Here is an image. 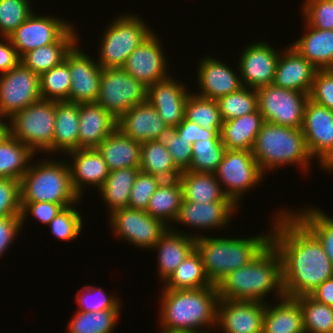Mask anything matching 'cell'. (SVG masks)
Instances as JSON below:
<instances>
[{
    "mask_svg": "<svg viewBox=\"0 0 333 333\" xmlns=\"http://www.w3.org/2000/svg\"><path fill=\"white\" fill-rule=\"evenodd\" d=\"M284 209L273 215L271 243L281 256L284 294L296 298L309 295L332 278L333 264L318 238L290 210Z\"/></svg>",
    "mask_w": 333,
    "mask_h": 333,
    "instance_id": "obj_1",
    "label": "cell"
},
{
    "mask_svg": "<svg viewBox=\"0 0 333 333\" xmlns=\"http://www.w3.org/2000/svg\"><path fill=\"white\" fill-rule=\"evenodd\" d=\"M216 286L219 299L267 303L265 298L272 292L280 299L285 296L281 256L270 243L249 264L230 272Z\"/></svg>",
    "mask_w": 333,
    "mask_h": 333,
    "instance_id": "obj_2",
    "label": "cell"
},
{
    "mask_svg": "<svg viewBox=\"0 0 333 333\" xmlns=\"http://www.w3.org/2000/svg\"><path fill=\"white\" fill-rule=\"evenodd\" d=\"M160 295L158 319L163 331L210 333L217 328L220 299L216 285L184 290L162 288Z\"/></svg>",
    "mask_w": 333,
    "mask_h": 333,
    "instance_id": "obj_3",
    "label": "cell"
},
{
    "mask_svg": "<svg viewBox=\"0 0 333 333\" xmlns=\"http://www.w3.org/2000/svg\"><path fill=\"white\" fill-rule=\"evenodd\" d=\"M271 243L268 233L252 237H210L203 235L195 240L203 268L212 285H217L230 272L249 264Z\"/></svg>",
    "mask_w": 333,
    "mask_h": 333,
    "instance_id": "obj_4",
    "label": "cell"
},
{
    "mask_svg": "<svg viewBox=\"0 0 333 333\" xmlns=\"http://www.w3.org/2000/svg\"><path fill=\"white\" fill-rule=\"evenodd\" d=\"M252 154L264 174L286 165H297L306 173L313 161L301 128L269 122H265L257 134Z\"/></svg>",
    "mask_w": 333,
    "mask_h": 333,
    "instance_id": "obj_5",
    "label": "cell"
},
{
    "mask_svg": "<svg viewBox=\"0 0 333 333\" xmlns=\"http://www.w3.org/2000/svg\"><path fill=\"white\" fill-rule=\"evenodd\" d=\"M40 159L37 163L31 161L20 180L21 202L46 201L61 204L65 208L78 205L80 197L72 187L70 167L66 158L65 161Z\"/></svg>",
    "mask_w": 333,
    "mask_h": 333,
    "instance_id": "obj_6",
    "label": "cell"
},
{
    "mask_svg": "<svg viewBox=\"0 0 333 333\" xmlns=\"http://www.w3.org/2000/svg\"><path fill=\"white\" fill-rule=\"evenodd\" d=\"M134 13H124L110 22L99 39L97 62L102 68L123 67L129 55L154 31Z\"/></svg>",
    "mask_w": 333,
    "mask_h": 333,
    "instance_id": "obj_7",
    "label": "cell"
},
{
    "mask_svg": "<svg viewBox=\"0 0 333 333\" xmlns=\"http://www.w3.org/2000/svg\"><path fill=\"white\" fill-rule=\"evenodd\" d=\"M54 126L55 101L53 100L40 99L17 111L8 119V133L28 146L35 154L45 153L52 146Z\"/></svg>",
    "mask_w": 333,
    "mask_h": 333,
    "instance_id": "obj_8",
    "label": "cell"
},
{
    "mask_svg": "<svg viewBox=\"0 0 333 333\" xmlns=\"http://www.w3.org/2000/svg\"><path fill=\"white\" fill-rule=\"evenodd\" d=\"M214 174L225 195L238 207L244 194L255 189L265 177L252 151L248 150L226 149Z\"/></svg>",
    "mask_w": 333,
    "mask_h": 333,
    "instance_id": "obj_9",
    "label": "cell"
},
{
    "mask_svg": "<svg viewBox=\"0 0 333 333\" xmlns=\"http://www.w3.org/2000/svg\"><path fill=\"white\" fill-rule=\"evenodd\" d=\"M147 101V87L122 67L102 68L96 104L116 119L131 107Z\"/></svg>",
    "mask_w": 333,
    "mask_h": 333,
    "instance_id": "obj_10",
    "label": "cell"
},
{
    "mask_svg": "<svg viewBox=\"0 0 333 333\" xmlns=\"http://www.w3.org/2000/svg\"><path fill=\"white\" fill-rule=\"evenodd\" d=\"M301 129L312 159L333 174V111L308 99Z\"/></svg>",
    "mask_w": 333,
    "mask_h": 333,
    "instance_id": "obj_11",
    "label": "cell"
},
{
    "mask_svg": "<svg viewBox=\"0 0 333 333\" xmlns=\"http://www.w3.org/2000/svg\"><path fill=\"white\" fill-rule=\"evenodd\" d=\"M258 110L265 122L302 128L304 108L309 94L287 90L273 84L257 89Z\"/></svg>",
    "mask_w": 333,
    "mask_h": 333,
    "instance_id": "obj_12",
    "label": "cell"
},
{
    "mask_svg": "<svg viewBox=\"0 0 333 333\" xmlns=\"http://www.w3.org/2000/svg\"><path fill=\"white\" fill-rule=\"evenodd\" d=\"M109 223L117 239L119 237L133 246L148 250L169 228L146 211L131 208L114 211L109 215Z\"/></svg>",
    "mask_w": 333,
    "mask_h": 333,
    "instance_id": "obj_13",
    "label": "cell"
},
{
    "mask_svg": "<svg viewBox=\"0 0 333 333\" xmlns=\"http://www.w3.org/2000/svg\"><path fill=\"white\" fill-rule=\"evenodd\" d=\"M41 98L39 75L21 62L0 74V115L9 119Z\"/></svg>",
    "mask_w": 333,
    "mask_h": 333,
    "instance_id": "obj_14",
    "label": "cell"
},
{
    "mask_svg": "<svg viewBox=\"0 0 333 333\" xmlns=\"http://www.w3.org/2000/svg\"><path fill=\"white\" fill-rule=\"evenodd\" d=\"M246 45L241 52L237 68L239 69L243 86L251 89H258L272 85L275 77V70L281 51L273 48L266 41H255Z\"/></svg>",
    "mask_w": 333,
    "mask_h": 333,
    "instance_id": "obj_15",
    "label": "cell"
},
{
    "mask_svg": "<svg viewBox=\"0 0 333 333\" xmlns=\"http://www.w3.org/2000/svg\"><path fill=\"white\" fill-rule=\"evenodd\" d=\"M77 42L65 56L71 74L68 102L95 103L99 93L102 67L94 57L81 50ZM80 48V49H79Z\"/></svg>",
    "mask_w": 333,
    "mask_h": 333,
    "instance_id": "obj_16",
    "label": "cell"
},
{
    "mask_svg": "<svg viewBox=\"0 0 333 333\" xmlns=\"http://www.w3.org/2000/svg\"><path fill=\"white\" fill-rule=\"evenodd\" d=\"M165 54L162 42L154 31L129 55L122 68L148 87L171 76Z\"/></svg>",
    "mask_w": 333,
    "mask_h": 333,
    "instance_id": "obj_17",
    "label": "cell"
},
{
    "mask_svg": "<svg viewBox=\"0 0 333 333\" xmlns=\"http://www.w3.org/2000/svg\"><path fill=\"white\" fill-rule=\"evenodd\" d=\"M58 16L34 12L9 36L20 58L41 46L55 43L73 24Z\"/></svg>",
    "mask_w": 333,
    "mask_h": 333,
    "instance_id": "obj_18",
    "label": "cell"
},
{
    "mask_svg": "<svg viewBox=\"0 0 333 333\" xmlns=\"http://www.w3.org/2000/svg\"><path fill=\"white\" fill-rule=\"evenodd\" d=\"M265 308L266 303L263 302L220 299L217 327L223 333H263Z\"/></svg>",
    "mask_w": 333,
    "mask_h": 333,
    "instance_id": "obj_19",
    "label": "cell"
},
{
    "mask_svg": "<svg viewBox=\"0 0 333 333\" xmlns=\"http://www.w3.org/2000/svg\"><path fill=\"white\" fill-rule=\"evenodd\" d=\"M200 60L196 70L200 90L193 92L196 95L218 100L243 87L239 69L237 73L229 65L213 56H204Z\"/></svg>",
    "mask_w": 333,
    "mask_h": 333,
    "instance_id": "obj_20",
    "label": "cell"
},
{
    "mask_svg": "<svg viewBox=\"0 0 333 333\" xmlns=\"http://www.w3.org/2000/svg\"><path fill=\"white\" fill-rule=\"evenodd\" d=\"M238 207L233 201H216L208 203H197L182 200L181 208L174 224L190 226L198 231L211 229H227L230 227L232 216L239 212Z\"/></svg>",
    "mask_w": 333,
    "mask_h": 333,
    "instance_id": "obj_21",
    "label": "cell"
},
{
    "mask_svg": "<svg viewBox=\"0 0 333 333\" xmlns=\"http://www.w3.org/2000/svg\"><path fill=\"white\" fill-rule=\"evenodd\" d=\"M188 86L170 76L147 87V101L168 126L177 127L185 118Z\"/></svg>",
    "mask_w": 333,
    "mask_h": 333,
    "instance_id": "obj_22",
    "label": "cell"
},
{
    "mask_svg": "<svg viewBox=\"0 0 333 333\" xmlns=\"http://www.w3.org/2000/svg\"><path fill=\"white\" fill-rule=\"evenodd\" d=\"M201 234L186 233L177 229L176 226H171L160 237L155 246L151 249L157 253V274L161 279V283L165 282L168 277L177 269L187 256L195 249L196 238L201 237ZM158 249V250H157Z\"/></svg>",
    "mask_w": 333,
    "mask_h": 333,
    "instance_id": "obj_23",
    "label": "cell"
},
{
    "mask_svg": "<svg viewBox=\"0 0 333 333\" xmlns=\"http://www.w3.org/2000/svg\"><path fill=\"white\" fill-rule=\"evenodd\" d=\"M66 155L70 159L72 158L68 162L71 183L81 200L84 189H87L88 186L98 190L103 186L110 170L96 148L78 149L68 152Z\"/></svg>",
    "mask_w": 333,
    "mask_h": 333,
    "instance_id": "obj_24",
    "label": "cell"
},
{
    "mask_svg": "<svg viewBox=\"0 0 333 333\" xmlns=\"http://www.w3.org/2000/svg\"><path fill=\"white\" fill-rule=\"evenodd\" d=\"M317 70L292 46H287L278 58L273 85L309 94Z\"/></svg>",
    "mask_w": 333,
    "mask_h": 333,
    "instance_id": "obj_25",
    "label": "cell"
},
{
    "mask_svg": "<svg viewBox=\"0 0 333 333\" xmlns=\"http://www.w3.org/2000/svg\"><path fill=\"white\" fill-rule=\"evenodd\" d=\"M117 128V119L96 103L79 104V149L97 148Z\"/></svg>",
    "mask_w": 333,
    "mask_h": 333,
    "instance_id": "obj_26",
    "label": "cell"
},
{
    "mask_svg": "<svg viewBox=\"0 0 333 333\" xmlns=\"http://www.w3.org/2000/svg\"><path fill=\"white\" fill-rule=\"evenodd\" d=\"M166 126L148 101L131 107L117 119V128L125 136L141 143L156 140L159 132Z\"/></svg>",
    "mask_w": 333,
    "mask_h": 333,
    "instance_id": "obj_27",
    "label": "cell"
},
{
    "mask_svg": "<svg viewBox=\"0 0 333 333\" xmlns=\"http://www.w3.org/2000/svg\"><path fill=\"white\" fill-rule=\"evenodd\" d=\"M79 149V104L55 101V126L52 146L44 153H63ZM52 152V153H51Z\"/></svg>",
    "mask_w": 333,
    "mask_h": 333,
    "instance_id": "obj_28",
    "label": "cell"
},
{
    "mask_svg": "<svg viewBox=\"0 0 333 333\" xmlns=\"http://www.w3.org/2000/svg\"><path fill=\"white\" fill-rule=\"evenodd\" d=\"M76 29L73 24L55 43L25 53L20 62L39 76L60 65L67 53L79 42L80 37Z\"/></svg>",
    "mask_w": 333,
    "mask_h": 333,
    "instance_id": "obj_29",
    "label": "cell"
},
{
    "mask_svg": "<svg viewBox=\"0 0 333 333\" xmlns=\"http://www.w3.org/2000/svg\"><path fill=\"white\" fill-rule=\"evenodd\" d=\"M303 22L307 33L290 46L318 70L333 69V30H321L310 26L305 20Z\"/></svg>",
    "mask_w": 333,
    "mask_h": 333,
    "instance_id": "obj_30",
    "label": "cell"
},
{
    "mask_svg": "<svg viewBox=\"0 0 333 333\" xmlns=\"http://www.w3.org/2000/svg\"><path fill=\"white\" fill-rule=\"evenodd\" d=\"M274 301L266 303L263 333H305L299 301L287 296Z\"/></svg>",
    "mask_w": 333,
    "mask_h": 333,
    "instance_id": "obj_31",
    "label": "cell"
},
{
    "mask_svg": "<svg viewBox=\"0 0 333 333\" xmlns=\"http://www.w3.org/2000/svg\"><path fill=\"white\" fill-rule=\"evenodd\" d=\"M110 171L121 168H139L141 142L125 136L118 128L96 148Z\"/></svg>",
    "mask_w": 333,
    "mask_h": 333,
    "instance_id": "obj_32",
    "label": "cell"
},
{
    "mask_svg": "<svg viewBox=\"0 0 333 333\" xmlns=\"http://www.w3.org/2000/svg\"><path fill=\"white\" fill-rule=\"evenodd\" d=\"M265 123L260 111L223 122L221 142L226 149L252 151L257 134Z\"/></svg>",
    "mask_w": 333,
    "mask_h": 333,
    "instance_id": "obj_33",
    "label": "cell"
},
{
    "mask_svg": "<svg viewBox=\"0 0 333 333\" xmlns=\"http://www.w3.org/2000/svg\"><path fill=\"white\" fill-rule=\"evenodd\" d=\"M178 179L184 200L197 203L232 201L225 195L214 173L187 170L183 171Z\"/></svg>",
    "mask_w": 333,
    "mask_h": 333,
    "instance_id": "obj_34",
    "label": "cell"
},
{
    "mask_svg": "<svg viewBox=\"0 0 333 333\" xmlns=\"http://www.w3.org/2000/svg\"><path fill=\"white\" fill-rule=\"evenodd\" d=\"M182 200L183 190L179 179L163 180L151 196L146 212L170 228L177 219Z\"/></svg>",
    "mask_w": 333,
    "mask_h": 333,
    "instance_id": "obj_35",
    "label": "cell"
},
{
    "mask_svg": "<svg viewBox=\"0 0 333 333\" xmlns=\"http://www.w3.org/2000/svg\"><path fill=\"white\" fill-rule=\"evenodd\" d=\"M35 156L28 146L7 133L0 140V178L20 181Z\"/></svg>",
    "mask_w": 333,
    "mask_h": 333,
    "instance_id": "obj_36",
    "label": "cell"
},
{
    "mask_svg": "<svg viewBox=\"0 0 333 333\" xmlns=\"http://www.w3.org/2000/svg\"><path fill=\"white\" fill-rule=\"evenodd\" d=\"M139 171V168H121L109 172L98 190L101 199L108 206V215L128 208L131 188Z\"/></svg>",
    "mask_w": 333,
    "mask_h": 333,
    "instance_id": "obj_37",
    "label": "cell"
},
{
    "mask_svg": "<svg viewBox=\"0 0 333 333\" xmlns=\"http://www.w3.org/2000/svg\"><path fill=\"white\" fill-rule=\"evenodd\" d=\"M139 169L162 180L178 179L182 173L176 167L167 148L157 140L141 143Z\"/></svg>",
    "mask_w": 333,
    "mask_h": 333,
    "instance_id": "obj_38",
    "label": "cell"
},
{
    "mask_svg": "<svg viewBox=\"0 0 333 333\" xmlns=\"http://www.w3.org/2000/svg\"><path fill=\"white\" fill-rule=\"evenodd\" d=\"M164 289H200L212 286L203 268L200 253L196 248L181 262L177 269L163 283Z\"/></svg>",
    "mask_w": 333,
    "mask_h": 333,
    "instance_id": "obj_39",
    "label": "cell"
},
{
    "mask_svg": "<svg viewBox=\"0 0 333 333\" xmlns=\"http://www.w3.org/2000/svg\"><path fill=\"white\" fill-rule=\"evenodd\" d=\"M121 309L92 312L76 311L68 322V333H113Z\"/></svg>",
    "mask_w": 333,
    "mask_h": 333,
    "instance_id": "obj_40",
    "label": "cell"
},
{
    "mask_svg": "<svg viewBox=\"0 0 333 333\" xmlns=\"http://www.w3.org/2000/svg\"><path fill=\"white\" fill-rule=\"evenodd\" d=\"M185 119L207 131H221L223 120L217 100L190 93L185 105Z\"/></svg>",
    "mask_w": 333,
    "mask_h": 333,
    "instance_id": "obj_41",
    "label": "cell"
},
{
    "mask_svg": "<svg viewBox=\"0 0 333 333\" xmlns=\"http://www.w3.org/2000/svg\"><path fill=\"white\" fill-rule=\"evenodd\" d=\"M290 211L318 238L333 264V218L322 208L313 206Z\"/></svg>",
    "mask_w": 333,
    "mask_h": 333,
    "instance_id": "obj_42",
    "label": "cell"
},
{
    "mask_svg": "<svg viewBox=\"0 0 333 333\" xmlns=\"http://www.w3.org/2000/svg\"><path fill=\"white\" fill-rule=\"evenodd\" d=\"M296 299L302 310L305 333H333V307L319 303L309 295Z\"/></svg>",
    "mask_w": 333,
    "mask_h": 333,
    "instance_id": "obj_43",
    "label": "cell"
},
{
    "mask_svg": "<svg viewBox=\"0 0 333 333\" xmlns=\"http://www.w3.org/2000/svg\"><path fill=\"white\" fill-rule=\"evenodd\" d=\"M217 102L221 118L225 122L256 112L258 110V93L256 89L243 86L239 90L219 98Z\"/></svg>",
    "mask_w": 333,
    "mask_h": 333,
    "instance_id": "obj_44",
    "label": "cell"
},
{
    "mask_svg": "<svg viewBox=\"0 0 333 333\" xmlns=\"http://www.w3.org/2000/svg\"><path fill=\"white\" fill-rule=\"evenodd\" d=\"M192 159L189 171L214 173L226 152L221 139L199 140L191 145Z\"/></svg>",
    "mask_w": 333,
    "mask_h": 333,
    "instance_id": "obj_45",
    "label": "cell"
},
{
    "mask_svg": "<svg viewBox=\"0 0 333 333\" xmlns=\"http://www.w3.org/2000/svg\"><path fill=\"white\" fill-rule=\"evenodd\" d=\"M40 94L44 100L67 101L71 87V74L63 61L39 76Z\"/></svg>",
    "mask_w": 333,
    "mask_h": 333,
    "instance_id": "obj_46",
    "label": "cell"
},
{
    "mask_svg": "<svg viewBox=\"0 0 333 333\" xmlns=\"http://www.w3.org/2000/svg\"><path fill=\"white\" fill-rule=\"evenodd\" d=\"M156 140L167 148L173 162L181 172L187 171L190 168L192 143L177 133V127L167 125L159 132Z\"/></svg>",
    "mask_w": 333,
    "mask_h": 333,
    "instance_id": "obj_47",
    "label": "cell"
},
{
    "mask_svg": "<svg viewBox=\"0 0 333 333\" xmlns=\"http://www.w3.org/2000/svg\"><path fill=\"white\" fill-rule=\"evenodd\" d=\"M33 9L30 0H0V37H9Z\"/></svg>",
    "mask_w": 333,
    "mask_h": 333,
    "instance_id": "obj_48",
    "label": "cell"
},
{
    "mask_svg": "<svg viewBox=\"0 0 333 333\" xmlns=\"http://www.w3.org/2000/svg\"><path fill=\"white\" fill-rule=\"evenodd\" d=\"M106 293L101 287L85 285L76 293L75 301L78 304V311L95 312L107 309H121V300L115 295L112 296Z\"/></svg>",
    "mask_w": 333,
    "mask_h": 333,
    "instance_id": "obj_49",
    "label": "cell"
},
{
    "mask_svg": "<svg viewBox=\"0 0 333 333\" xmlns=\"http://www.w3.org/2000/svg\"><path fill=\"white\" fill-rule=\"evenodd\" d=\"M75 206V207H74ZM76 204L64 208L55 218L49 223L50 232L59 241H73L79 237L83 226V218L79 210H76Z\"/></svg>",
    "mask_w": 333,
    "mask_h": 333,
    "instance_id": "obj_50",
    "label": "cell"
},
{
    "mask_svg": "<svg viewBox=\"0 0 333 333\" xmlns=\"http://www.w3.org/2000/svg\"><path fill=\"white\" fill-rule=\"evenodd\" d=\"M302 17L312 27L333 30V0H303Z\"/></svg>",
    "mask_w": 333,
    "mask_h": 333,
    "instance_id": "obj_51",
    "label": "cell"
},
{
    "mask_svg": "<svg viewBox=\"0 0 333 333\" xmlns=\"http://www.w3.org/2000/svg\"><path fill=\"white\" fill-rule=\"evenodd\" d=\"M163 180L139 171L131 188L128 208L146 211L150 198Z\"/></svg>",
    "mask_w": 333,
    "mask_h": 333,
    "instance_id": "obj_52",
    "label": "cell"
},
{
    "mask_svg": "<svg viewBox=\"0 0 333 333\" xmlns=\"http://www.w3.org/2000/svg\"><path fill=\"white\" fill-rule=\"evenodd\" d=\"M20 214V181L0 178V218Z\"/></svg>",
    "mask_w": 333,
    "mask_h": 333,
    "instance_id": "obj_53",
    "label": "cell"
},
{
    "mask_svg": "<svg viewBox=\"0 0 333 333\" xmlns=\"http://www.w3.org/2000/svg\"><path fill=\"white\" fill-rule=\"evenodd\" d=\"M309 99L333 111V69L317 70Z\"/></svg>",
    "mask_w": 333,
    "mask_h": 333,
    "instance_id": "obj_54",
    "label": "cell"
},
{
    "mask_svg": "<svg viewBox=\"0 0 333 333\" xmlns=\"http://www.w3.org/2000/svg\"><path fill=\"white\" fill-rule=\"evenodd\" d=\"M65 207L61 204L52 202H21V219L22 229L23 224L26 222V216L32 215L35 220L43 225H49V223L57 216Z\"/></svg>",
    "mask_w": 333,
    "mask_h": 333,
    "instance_id": "obj_55",
    "label": "cell"
},
{
    "mask_svg": "<svg viewBox=\"0 0 333 333\" xmlns=\"http://www.w3.org/2000/svg\"><path fill=\"white\" fill-rule=\"evenodd\" d=\"M21 230V215L0 218V258L7 253L10 244L14 242Z\"/></svg>",
    "mask_w": 333,
    "mask_h": 333,
    "instance_id": "obj_56",
    "label": "cell"
},
{
    "mask_svg": "<svg viewBox=\"0 0 333 333\" xmlns=\"http://www.w3.org/2000/svg\"><path fill=\"white\" fill-rule=\"evenodd\" d=\"M221 131H207L196 123L184 120L177 126V133L192 144L204 139H221Z\"/></svg>",
    "mask_w": 333,
    "mask_h": 333,
    "instance_id": "obj_57",
    "label": "cell"
},
{
    "mask_svg": "<svg viewBox=\"0 0 333 333\" xmlns=\"http://www.w3.org/2000/svg\"><path fill=\"white\" fill-rule=\"evenodd\" d=\"M1 39L4 41L2 42ZM0 39V74L8 72L20 63V56L9 37Z\"/></svg>",
    "mask_w": 333,
    "mask_h": 333,
    "instance_id": "obj_58",
    "label": "cell"
},
{
    "mask_svg": "<svg viewBox=\"0 0 333 333\" xmlns=\"http://www.w3.org/2000/svg\"><path fill=\"white\" fill-rule=\"evenodd\" d=\"M309 296L319 303L333 307V277L325 280Z\"/></svg>",
    "mask_w": 333,
    "mask_h": 333,
    "instance_id": "obj_59",
    "label": "cell"
},
{
    "mask_svg": "<svg viewBox=\"0 0 333 333\" xmlns=\"http://www.w3.org/2000/svg\"><path fill=\"white\" fill-rule=\"evenodd\" d=\"M5 118V119H4ZM2 120H6V123ZM7 118L0 115V140L8 133Z\"/></svg>",
    "mask_w": 333,
    "mask_h": 333,
    "instance_id": "obj_60",
    "label": "cell"
},
{
    "mask_svg": "<svg viewBox=\"0 0 333 333\" xmlns=\"http://www.w3.org/2000/svg\"><path fill=\"white\" fill-rule=\"evenodd\" d=\"M160 333H195V332H181V331H163L161 330Z\"/></svg>",
    "mask_w": 333,
    "mask_h": 333,
    "instance_id": "obj_61",
    "label": "cell"
}]
</instances>
